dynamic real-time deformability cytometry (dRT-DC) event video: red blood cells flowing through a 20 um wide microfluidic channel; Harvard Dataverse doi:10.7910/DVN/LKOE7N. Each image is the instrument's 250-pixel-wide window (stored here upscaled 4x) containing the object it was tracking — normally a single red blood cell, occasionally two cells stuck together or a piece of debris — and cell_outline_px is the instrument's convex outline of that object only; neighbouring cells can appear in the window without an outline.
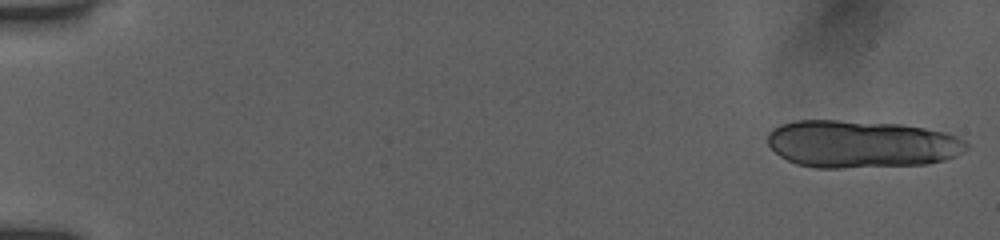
{"species": "human", "species_latin": "Homo sapiens", "temperature_condition": "room temperature", "stored_images_in_passage": 16, "camera_frame_rate_fps": 3000, "um_per_image_px": 0.085, "donor": {"sex": "female"}, "frame": {"image": 1, "passage_image": 1, "time_ms": 0.0, "image_size_px": [1000, 240], "cell_outline_px": [[968, 148], [964, 152], [944, 160], [928, 164], [840, 168], [816, 168], [796, 164], [780, 156], [768, 144], [768, 132], [772, 128], [780, 124], [796, 120], [836, 120], [904, 124], [944, 132], [956, 136], [964, 140], [968, 144]], "centroid_in_image_um": [73.2, 12.24], "position_along_channel_um": 11.8, "area_um2": 55.31}}